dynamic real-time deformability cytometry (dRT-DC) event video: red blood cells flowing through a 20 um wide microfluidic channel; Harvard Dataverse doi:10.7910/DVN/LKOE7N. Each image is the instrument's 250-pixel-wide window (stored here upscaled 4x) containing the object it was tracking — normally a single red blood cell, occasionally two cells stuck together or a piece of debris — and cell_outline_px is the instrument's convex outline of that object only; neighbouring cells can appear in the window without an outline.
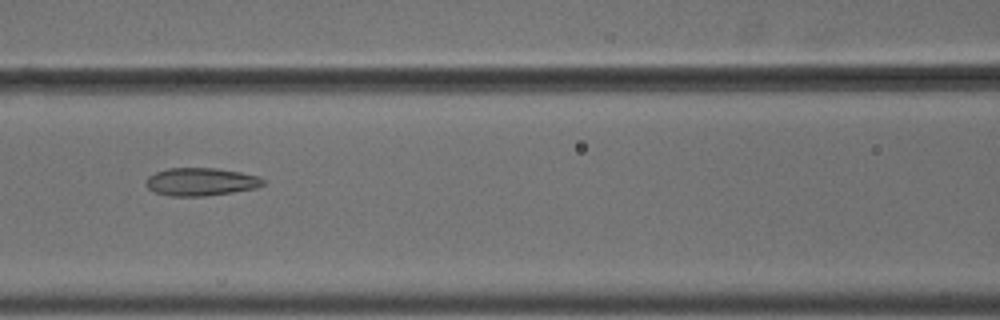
{"species": "common noctule bat (a hibernating species)", "species_latin": "Nyctalus noctula", "temperature_condition": "cold", "stored_images_in_passage": 7, "camera_frame_rate_fps": 3000, "um_per_image_px": 0.085, "animal": {"sex": "male", "body_mass_g": 18.8}, "frame": {"image": 1, "passage_image": 3, "time_ms": 0.667, "image_size_px": [1000, 320], "cell_outline_px": [[264, 184], [256, 188], [232, 192], [204, 196], [168, 196], [156, 192], [148, 188], [144, 180], [148, 176], [156, 172], [168, 168], [216, 168], [240, 172], [260, 176], [264, 180]], "centroid_in_image_um": [17.06, 15.45], "position_along_channel_um": 149.5, "area_um2": 19.07}}
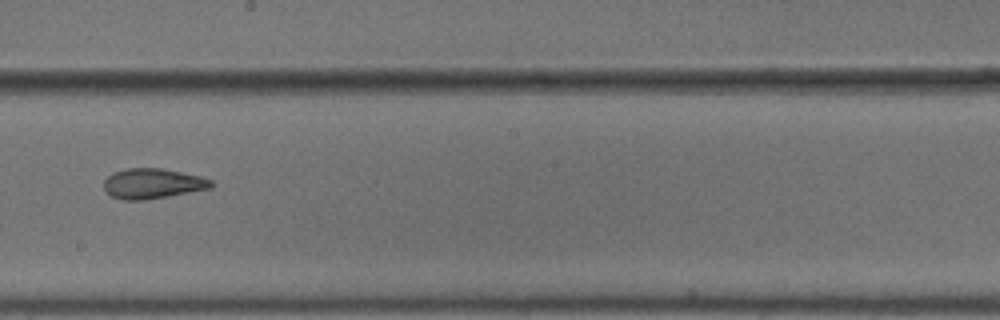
{"frame": {"image": 2, "passage_image": 5, "time_ms": 1.333, "image_size_px": [1000, 320], "cell_outline_px": [[216, 184], [212, 188], [168, 196], [144, 200], [124, 200], [112, 196], [104, 188], [104, 180], [112, 172], [128, 168], [164, 168], [200, 176], [212, 180]], "centroid_in_image_um": [13.01, 15.59], "position_along_channel_um": 235.2, "area_um2": 18.96}}
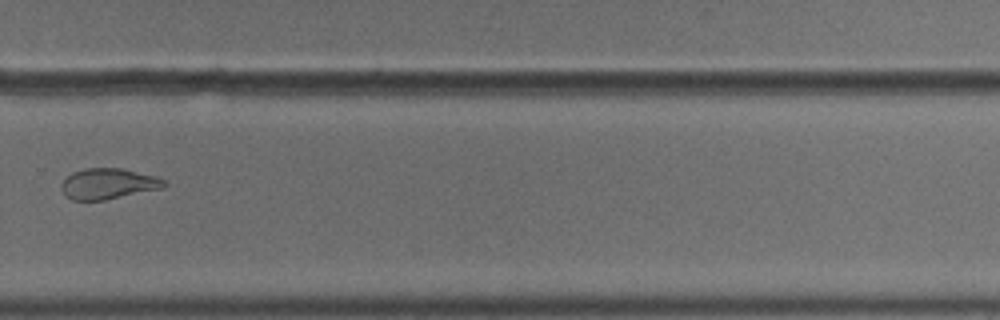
{"frame": {"image": 3, "passage_image": 7, "time_ms": 2.0, "image_size_px": [1000, 320], "cell_outline_px": [[168, 184], [164, 188], [104, 200], [72, 200], [64, 196], [60, 188], [60, 184], [72, 172], [84, 168], [120, 168], [156, 176], [164, 180]], "centroid_in_image_um": [9.18, 15.62], "position_along_channel_um": 320.6, "area_um2": 18.55}}